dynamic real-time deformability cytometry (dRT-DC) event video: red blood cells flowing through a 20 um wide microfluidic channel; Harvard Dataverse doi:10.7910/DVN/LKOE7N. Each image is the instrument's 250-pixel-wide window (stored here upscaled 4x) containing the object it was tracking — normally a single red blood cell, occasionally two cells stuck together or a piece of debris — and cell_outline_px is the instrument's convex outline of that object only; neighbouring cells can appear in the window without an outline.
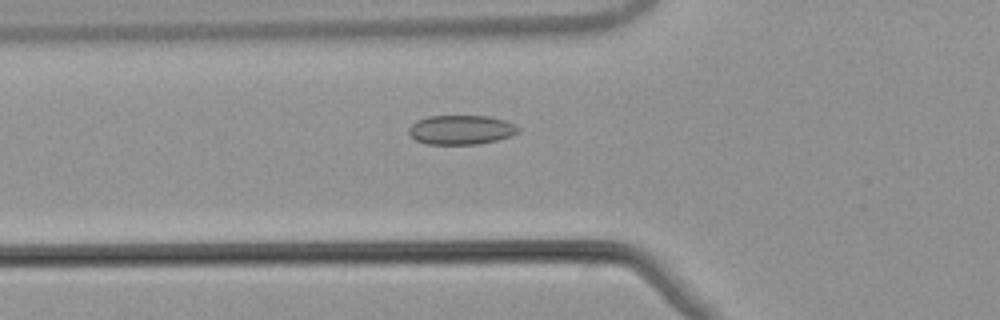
{"species": "common noctule bat (a hibernating species)", "species_latin": "Nyctalus noctula", "temperature_condition": "warm", "stored_images_in_passage": 41, "camera_frame_rate_fps": 3000, "um_per_image_px": 0.085, "animal": {"sex": "male", "body_mass_g": 21.5, "forearm_length_mm": 52.0}, "frame": {"image": 1, "passage_image": 7, "time_ms": 2.0, "image_size_px": [1000, 320], "cell_outline_px": [[520, 132], [512, 136], [480, 144], [428, 144], [416, 140], [408, 132], [408, 128], [416, 120], [428, 116], [488, 116], [504, 120], [516, 124], [520, 128]], "centroid_in_image_um": [39.22, 11.03], "position_along_channel_um": 86.6, "area_um2": 18.84}}
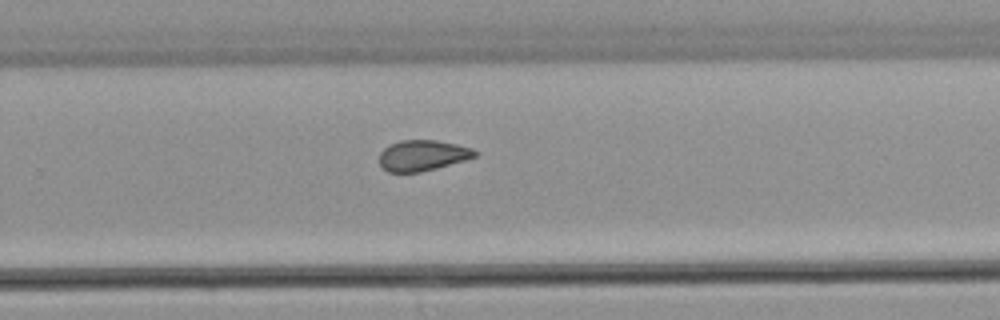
{"frame": {"image": 2, "passage_image": 23, "time_ms": 7.333, "image_size_px": [1000, 320], "cell_outline_px": [[476, 156], [468, 160], [420, 172], [388, 172], [380, 164], [380, 152], [388, 144], [400, 140], [436, 140], [456, 144], [472, 148], [476, 152]], "centroid_in_image_um": [35.92, 13.21], "position_along_channel_um": 293.9, "area_um2": 17.17}}
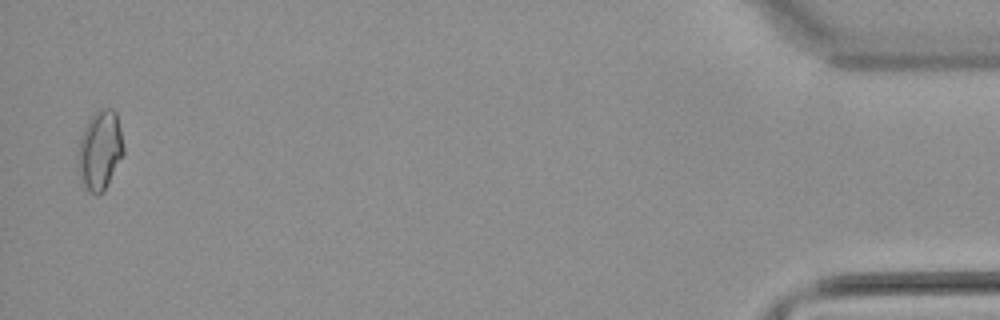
{"frame": {"image": 3, "passage_image": 40, "time_ms": 13.0, "image_size_px": [1000, 320], "cell_outline_px": [[124, 152], [104, 192], [96, 196], [88, 192], [80, 180], [80, 136], [88, 120], [100, 108], [112, 108], [116, 112], [120, 128], [124, 148]], "centroid_in_image_um": [8.52, 12.78], "position_along_channel_um": 426.7, "area_um2": 20.75}, "authors_computed_cell_mechanics": {"area_um2": 18.1492, "velocity_mm_per_s": 3.8824, "shape_relaxation_time_tau1_ms": null, "shape_relaxation_time_tau2_ms": 2.6781, "deformation_change_tau1": null, "deformation_change_tau2": 0.0842}}